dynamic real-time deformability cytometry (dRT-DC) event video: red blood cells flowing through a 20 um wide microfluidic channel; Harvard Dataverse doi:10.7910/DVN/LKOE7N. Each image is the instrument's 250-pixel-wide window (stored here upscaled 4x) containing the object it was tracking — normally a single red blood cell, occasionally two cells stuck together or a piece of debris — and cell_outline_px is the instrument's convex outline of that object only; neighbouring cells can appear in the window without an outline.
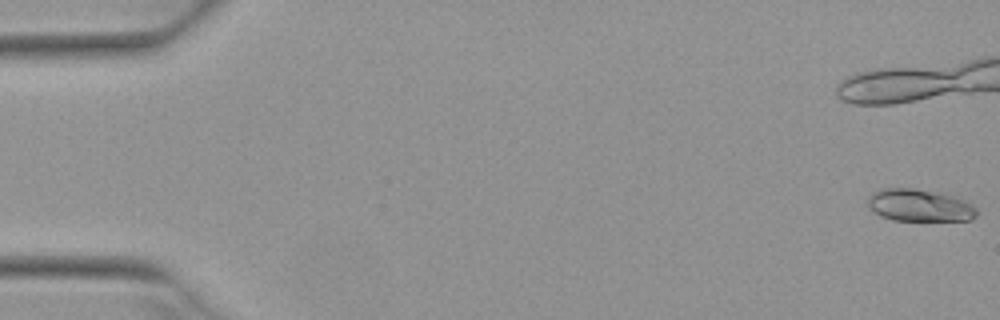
{"species": "Egyptian fruit bat (a non-hibernating species)", "species_latin": "Rousettus aegyptiacus", "temperature_condition": "warm", "stored_images_in_passage": 43, "camera_frame_rate_fps": 3000, "um_per_image_px": 0.085, "animal": {"sex": "female"}, "frame": {"image": 1, "passage_image": 1, "time_ms": 0.0, "image_size_px": [1000, 320], "cell_outline_px": [[976, 216], [972, 220], [892, 220], [880, 216], [872, 212], [868, 208], [868, 196], [872, 192], [880, 188], [916, 188], [944, 192], [964, 200], [972, 204], [976, 208]], "centroid_in_image_um": [78.13, 17.43], "position_along_channel_um": 6.9, "area_um2": 20.92}}